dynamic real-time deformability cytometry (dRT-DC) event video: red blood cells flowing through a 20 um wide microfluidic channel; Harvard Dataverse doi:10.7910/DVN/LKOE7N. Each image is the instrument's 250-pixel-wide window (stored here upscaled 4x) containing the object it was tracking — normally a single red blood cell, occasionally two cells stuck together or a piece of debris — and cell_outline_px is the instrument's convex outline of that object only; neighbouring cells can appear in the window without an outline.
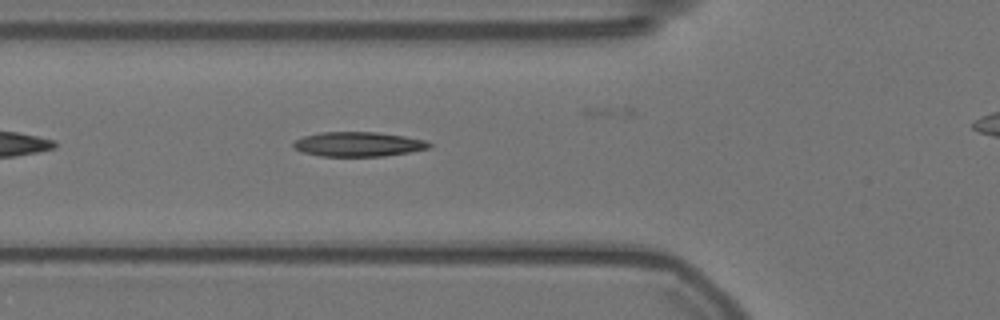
{"species": "Egyptian fruit bat (a non-hibernating species)", "species_latin": "Rousettus aegyptiacus", "temperature_condition": "warm", "stored_images_in_passage": 33, "camera_frame_rate_fps": 3000, "um_per_image_px": 0.085, "animal": {"sex": "female"}, "frame": {"image": 1, "passage_image": 6, "time_ms": 1.667, "image_size_px": [1000, 320], "cell_outline_px": [[432, 144], [428, 148], [408, 152], [384, 156], [320, 156], [300, 152], [292, 148], [292, 144], [296, 140], [304, 136], [320, 132], [376, 132], [404, 136], [424, 140]], "centroid_in_image_um": [30.39, 12.26], "position_along_channel_um": 95.4, "area_um2": 19.42}}
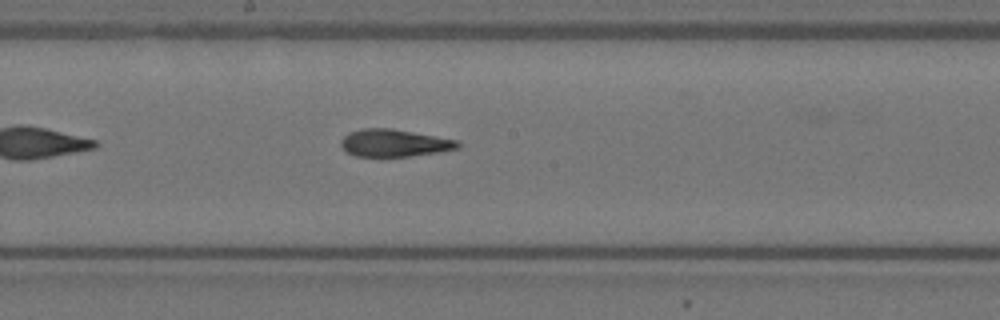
{"frame": {"image": 2, "passage_image": 16, "time_ms": 5.0, "image_size_px": [1000, 320], "cell_outline_px": [[460, 144], [456, 148], [440, 152], [408, 156], [356, 156], [348, 152], [340, 144], [340, 140], [348, 132], [364, 128], [392, 128], [456, 140]], "centroid_in_image_um": [33.47, 12.14], "position_along_channel_um": 214.7, "area_um2": 18.38}}
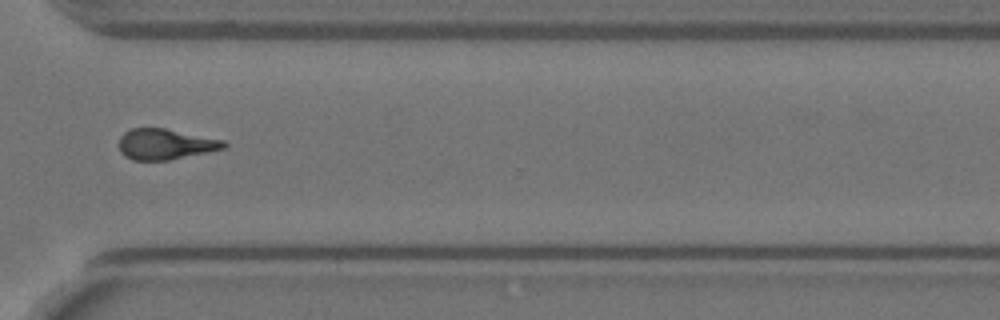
{"frame": {"image": 3, "passage_image": 28, "time_ms": 9.0, "image_size_px": [1000, 320], "cell_outline_px": [[228, 144], [224, 148], [208, 152], [168, 160], [132, 160], [124, 156], [120, 152], [120, 136], [124, 132], [132, 128], [164, 128], [224, 140]], "centroid_in_image_um": [14.04, 12.25], "position_along_channel_um": 356.6, "area_um2": 18.67}}